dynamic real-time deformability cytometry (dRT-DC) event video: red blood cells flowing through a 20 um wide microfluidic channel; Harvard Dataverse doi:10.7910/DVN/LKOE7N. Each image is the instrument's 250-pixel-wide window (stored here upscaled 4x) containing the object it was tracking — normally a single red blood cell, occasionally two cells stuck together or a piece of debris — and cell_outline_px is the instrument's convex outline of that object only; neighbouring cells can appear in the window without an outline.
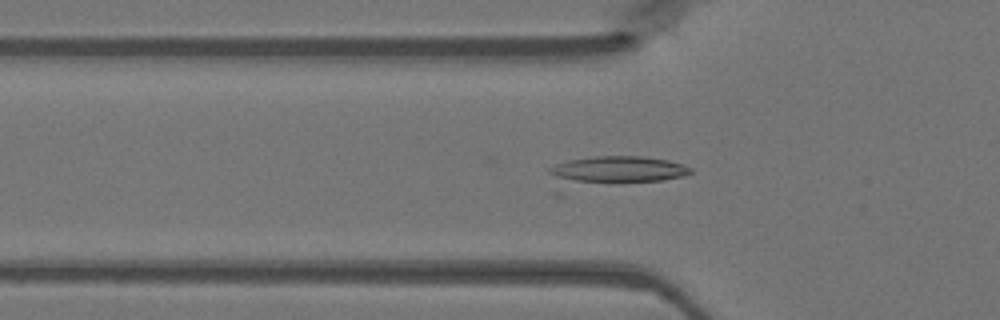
{"species": "Egyptian fruit bat (a non-hibernating species)", "species_latin": "Rousettus aegyptiacus", "temperature_condition": "warm", "stored_images_in_passage": 32, "camera_frame_rate_fps": 3000, "um_per_image_px": 0.085, "animal": {"sex": "female"}, "frame": {"image": 1, "passage_image": 5, "time_ms": 1.333, "image_size_px": [1000, 320], "cell_outline_px": [[692, 172], [684, 176], [664, 180], [560, 196], [556, 196], [552, 192], [548, 172], [548, 168], [556, 164], [568, 160], [596, 156], [644, 156], [668, 160], [684, 164], [692, 168]], "centroid_in_image_um": [51.92, 14.71], "position_along_channel_um": 73.9, "area_um2": 28.15}}
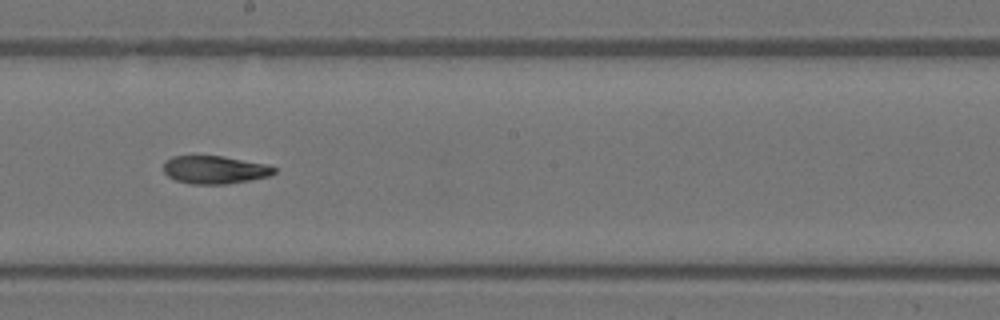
{"frame": {"image": 2, "passage_image": 16, "time_ms": 5.0, "image_size_px": [1000, 320], "cell_outline_px": [[276, 172], [268, 176], [248, 180], [224, 184], [192, 184], [176, 180], [168, 176], [164, 172], [164, 160], [172, 156], [224, 156], [268, 164], [276, 168]], "centroid_in_image_um": [18.25, 14.42], "position_along_channel_um": 230.0, "area_um2": 18.03}}
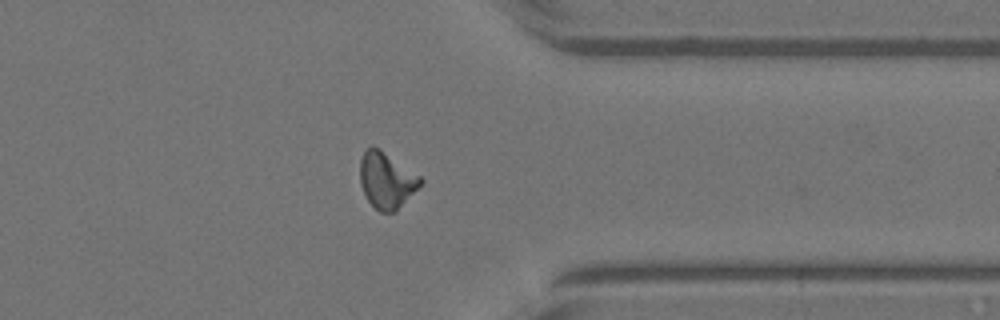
{"frame": {"image": 3, "passage_image": 27, "time_ms": 8.667, "image_size_px": [1000, 320], "cell_outline_px": [[424, 180], [396, 212], [380, 212], [368, 200], [360, 184], [360, 156], [372, 144], [380, 148], [420, 176]], "centroid_in_image_um": [32.84, 15.3], "position_along_channel_um": 378.6, "area_um2": 19.71}}